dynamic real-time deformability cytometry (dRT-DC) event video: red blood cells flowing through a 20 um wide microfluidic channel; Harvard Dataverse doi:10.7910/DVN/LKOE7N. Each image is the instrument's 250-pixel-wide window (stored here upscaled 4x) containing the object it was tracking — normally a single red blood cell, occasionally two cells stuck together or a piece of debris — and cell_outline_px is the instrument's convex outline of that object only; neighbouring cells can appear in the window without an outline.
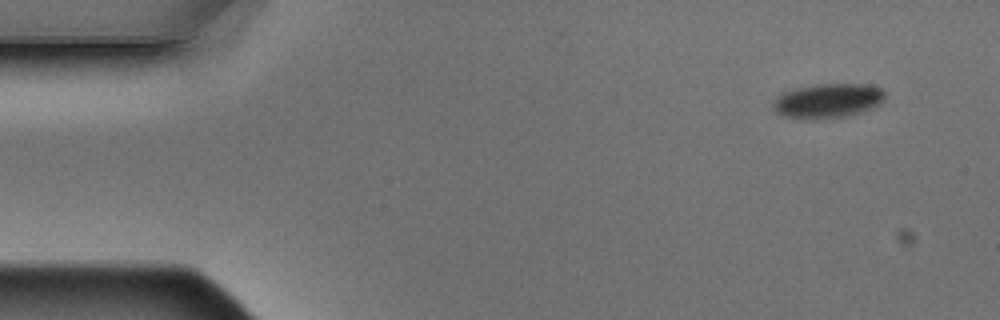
{"species": "Egyptian fruit bat (a non-hibernating species)", "species_latin": "Rousettus aegyptiacus", "temperature_condition": "warm", "stored_images_in_passage": 4, "camera_frame_rate_fps": 3000, "um_per_image_px": 0.085, "animal": {"sex": "male"}, "frame": {"image": 1, "passage_image": 1, "time_ms": 0.0, "image_size_px": [1000, 320], "cell_outline_px": [[884, 100], [880, 104], [860, 112], [844, 116], [820, 120], [812, 120], [784, 116], [776, 112], [772, 108], [772, 104], [776, 96], [792, 88], [816, 84], [872, 84], [880, 88], [884, 92]], "centroid_in_image_um": [70.32, 8.56], "position_along_channel_um": 14.7, "area_um2": 22.77}}
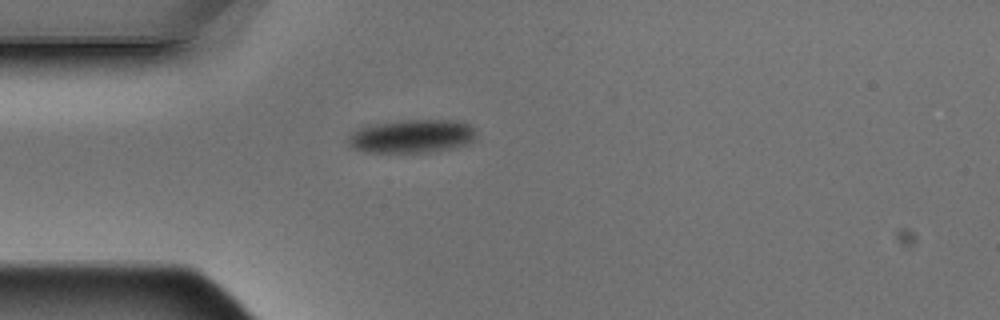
{"frame": {"image": 2, "passage_image": 4, "time_ms": 1.0, "image_size_px": [1000, 320], "cell_outline_px": [[476, 136], [468, 144], [452, 148], [432, 152], [364, 152], [352, 148], [344, 140], [352, 132], [368, 124], [400, 120], [452, 120], [468, 124], [476, 128]], "centroid_in_image_um": [34.97, 11.58], "position_along_channel_um": 50.0, "area_um2": 25.32}}